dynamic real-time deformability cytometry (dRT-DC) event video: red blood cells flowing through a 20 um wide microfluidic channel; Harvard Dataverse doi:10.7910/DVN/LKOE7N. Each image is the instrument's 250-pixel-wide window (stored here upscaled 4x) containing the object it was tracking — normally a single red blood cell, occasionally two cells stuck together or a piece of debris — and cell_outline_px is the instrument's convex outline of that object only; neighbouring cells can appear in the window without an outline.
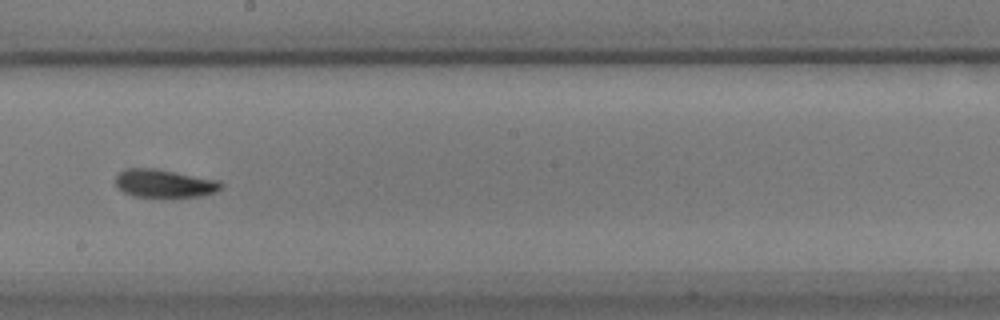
{"species": "common noctule bat (a hibernating species)", "species_latin": "Nyctalus noctula", "temperature_condition": "warm", "stored_images_in_passage": 44, "camera_frame_rate_fps": 3000, "um_per_image_px": 0.085, "animal": {"sex": "male", "body_mass_g": 17.9}, "frame": {"image": 1, "passage_image": 19, "time_ms": 6.0, "image_size_px": [1000, 320], "cell_outline_px": [[224, 184], [216, 192], [200, 196], [132, 196], [124, 192], [116, 184], [116, 176], [124, 168], [156, 168], [220, 180]], "centroid_in_image_um": [13.99, 15.57], "position_along_channel_um": 234.2, "area_um2": 17.17}}
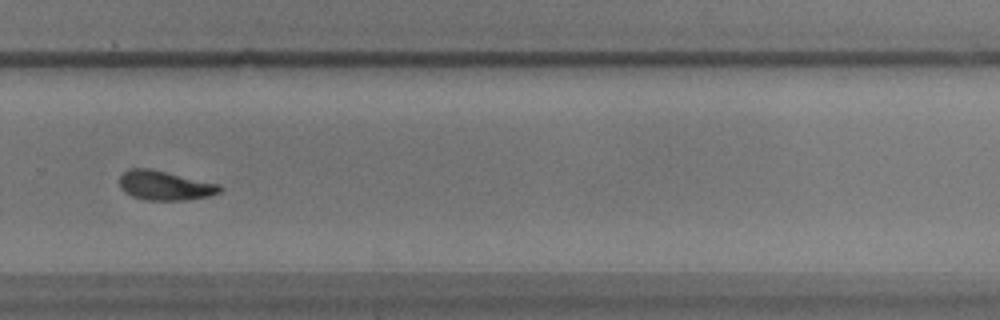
{"frame": {"image": 2, "passage_image": 26, "time_ms": 8.333, "image_size_px": [1000, 320], "cell_outline_px": [[224, 188], [220, 192], [208, 196], [188, 200], [144, 200], [132, 196], [124, 192], [120, 188], [120, 176], [124, 172], [132, 168], [148, 168], [220, 184]], "centroid_in_image_um": [14.02, 15.78], "position_along_channel_um": 315.8, "area_um2": 17.17}}
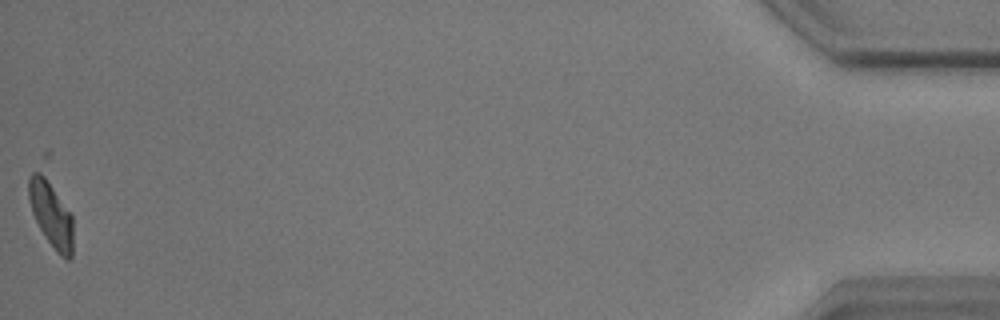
{"frame": {"image": 3, "passage_image": 44, "time_ms": 14.333, "image_size_px": [1000, 320], "cell_outline_px": [[72, 256], [68, 260], [60, 256], [56, 252], [40, 228], [32, 212], [28, 200], [28, 176], [32, 172], [40, 168], [72, 216]], "centroid_in_image_um": [4.31, 18.16], "position_along_channel_um": 430.9, "area_um2": 16.88}, "authors_computed_cell_mechanics": {"area_um2": 17.5134, "velocity_mm_per_s": 3.5035, "shape_relaxation_time_tau1_ms": 2.5371, "shape_relaxation_time_tau2_ms": 2.7994, "deformation_change_tau1": 0.1486, "deformation_change_tau2": 0.0796}}